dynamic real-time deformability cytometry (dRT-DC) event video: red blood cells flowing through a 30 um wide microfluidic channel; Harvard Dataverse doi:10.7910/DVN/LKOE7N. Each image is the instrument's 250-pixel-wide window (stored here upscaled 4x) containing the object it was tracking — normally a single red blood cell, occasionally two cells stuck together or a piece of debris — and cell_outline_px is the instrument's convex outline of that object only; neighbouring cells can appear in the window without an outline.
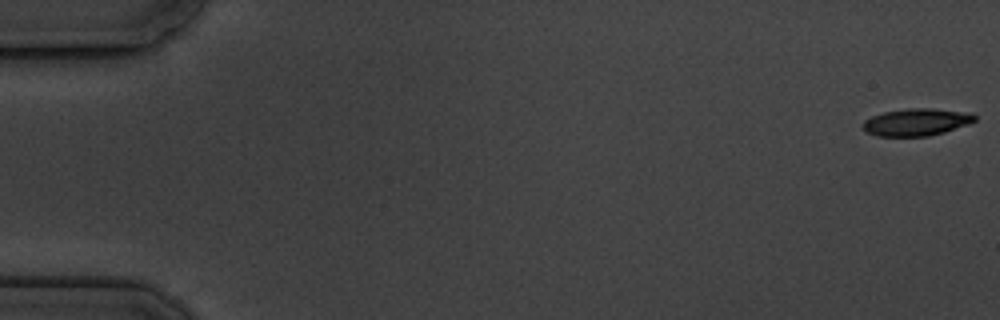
{"species": "common noctule bat (a hibernating species)", "species_latin": "Nyctalus noctula", "temperature_condition": "cold", "stored_images_in_passage": 4, "camera_frame_rate_fps": 3000, "um_per_image_px": 0.085, "animal": {"sex": "male", "body_mass_g": 19.5, "forearm_length_mm": 54.6}, "frame": {"image": 1, "passage_image": 1, "time_ms": 0.0, "image_size_px": [1000, 320], "cell_outline_px": [[976, 120], [968, 124], [944, 132], [928, 136], [876, 136], [864, 132], [860, 128], [860, 124], [864, 120], [872, 116], [884, 112], [908, 108], [932, 108], [972, 112], [976, 116]], "centroid_in_image_um": [77.86, 10.38], "position_along_channel_um": 7.1, "area_um2": 18.09}}